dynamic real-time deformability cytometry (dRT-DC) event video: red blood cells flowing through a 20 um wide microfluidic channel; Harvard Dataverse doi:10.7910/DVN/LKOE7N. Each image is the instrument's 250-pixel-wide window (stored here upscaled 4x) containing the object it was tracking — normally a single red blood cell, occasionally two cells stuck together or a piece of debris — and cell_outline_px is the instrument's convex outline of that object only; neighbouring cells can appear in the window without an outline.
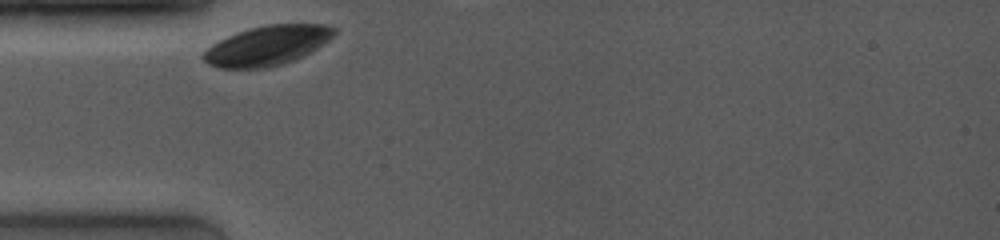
{"species": "common noctule bat (a hibernating species)", "species_latin": "Nyctalus noctula", "temperature_condition": "room temperature", "stored_images_in_passage": 9, "camera_frame_rate_fps": 4000, "um_per_image_px": 0.085, "animal": {"sex": "female", "body_mass_g": 19.0, "forearm_length_mm": 53.3}, "frame": {"image": 1, "passage_image": 1, "time_ms": 0.0, "image_size_px": [1000, 240], "cell_outline_px": [[336, 32], [328, 40], [304, 56], [284, 64], [264, 68], [220, 68], [208, 64], [200, 56], [212, 44], [228, 36], [252, 28], [268, 24], [324, 24], [336, 28]], "centroid_in_image_um": [22.72, 3.88], "position_along_channel_um": 62.3, "area_um2": 29.94}}
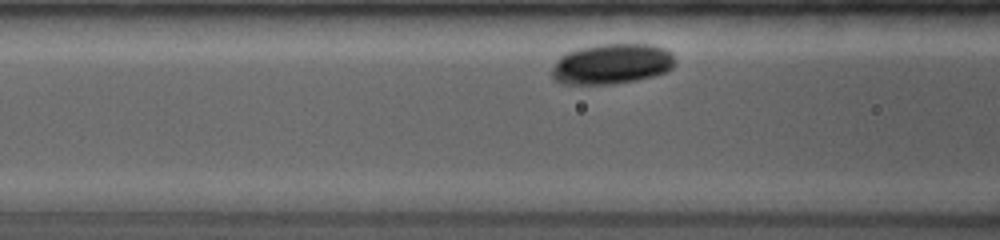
{"frame": {"image": 2, "passage_image": 7, "time_ms": 1.5, "image_size_px": [1000, 240], "cell_outline_px": [[676, 64], [668, 72], [636, 80], [612, 84], [560, 84], [552, 76], [552, 68], [556, 60], [560, 56], [568, 52], [580, 48], [596, 44], [648, 44], [664, 48], [672, 52], [676, 60]], "centroid_in_image_um": [52.03, 5.43], "position_along_channel_um": 114.6, "area_um2": 29.25}}